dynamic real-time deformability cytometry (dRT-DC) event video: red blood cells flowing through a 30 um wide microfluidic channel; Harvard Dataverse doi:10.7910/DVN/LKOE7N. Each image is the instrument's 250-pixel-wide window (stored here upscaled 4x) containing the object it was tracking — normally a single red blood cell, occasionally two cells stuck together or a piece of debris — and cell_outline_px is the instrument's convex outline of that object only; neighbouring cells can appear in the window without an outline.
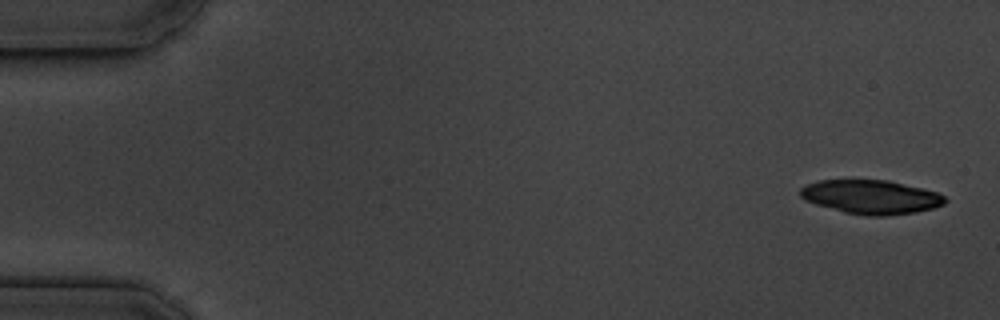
{"species": "common noctule bat (a hibernating species)", "species_latin": "Nyctalus noctula", "temperature_condition": "cold", "stored_images_in_passage": 53, "camera_frame_rate_fps": 3000, "um_per_image_px": 0.085, "animal": {"sex": "male", "body_mass_g": 19.5, "forearm_length_mm": 54.6}, "frame": {"image": 1, "passage_image": 1, "time_ms": 0.0, "image_size_px": [1000, 320], "cell_outline_px": [[948, 200], [944, 204], [932, 208], [916, 212], [888, 216], [868, 216], [844, 212], [816, 204], [800, 196], [800, 188], [804, 184], [816, 180], [888, 180], [924, 188], [936, 192], [944, 196]], "centroid_in_image_um": [74.04, 16.73], "position_along_channel_um": 11.0, "area_um2": 28.73}}